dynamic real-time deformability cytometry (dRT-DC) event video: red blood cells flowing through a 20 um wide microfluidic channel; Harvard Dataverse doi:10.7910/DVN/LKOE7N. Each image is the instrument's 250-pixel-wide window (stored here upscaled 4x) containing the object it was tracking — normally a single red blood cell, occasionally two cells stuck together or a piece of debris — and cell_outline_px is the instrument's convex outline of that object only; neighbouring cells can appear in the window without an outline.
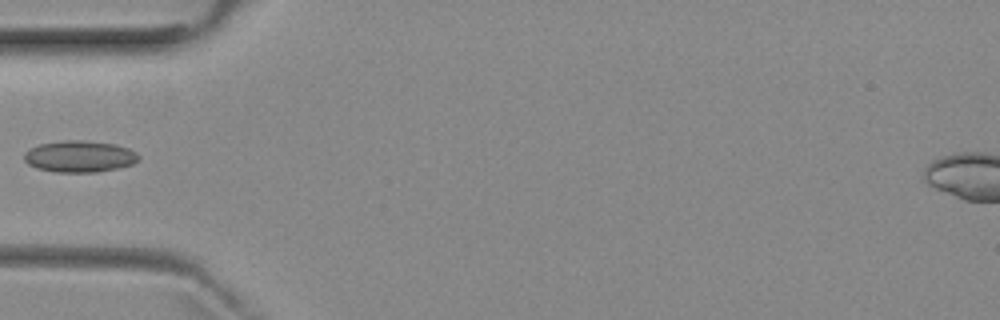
{"species": "common noctule bat (a hibernating species)", "species_latin": "Nyctalus noctula", "temperature_condition": "room temperature", "stored_images_in_passage": 4, "camera_frame_rate_fps": 3000, "um_per_image_px": 0.085, "animal": {"sex": "female", "body_mass_g": 29.2, "forearm_length_mm": 56.3}, "frame": {"image": 1, "passage_image": 4, "time_ms": 3.333, "image_size_px": [1000, 320], "cell_outline_px": [[140, 160], [132, 164], [116, 168], [96, 172], [56, 172], [36, 168], [28, 164], [24, 160], [24, 152], [40, 144], [64, 140], [80, 140], [112, 144], [128, 148], [136, 152], [140, 156]], "centroid_in_image_um": [6.76, 13.3], "position_along_channel_um": 78.2, "area_um2": 20.92}}